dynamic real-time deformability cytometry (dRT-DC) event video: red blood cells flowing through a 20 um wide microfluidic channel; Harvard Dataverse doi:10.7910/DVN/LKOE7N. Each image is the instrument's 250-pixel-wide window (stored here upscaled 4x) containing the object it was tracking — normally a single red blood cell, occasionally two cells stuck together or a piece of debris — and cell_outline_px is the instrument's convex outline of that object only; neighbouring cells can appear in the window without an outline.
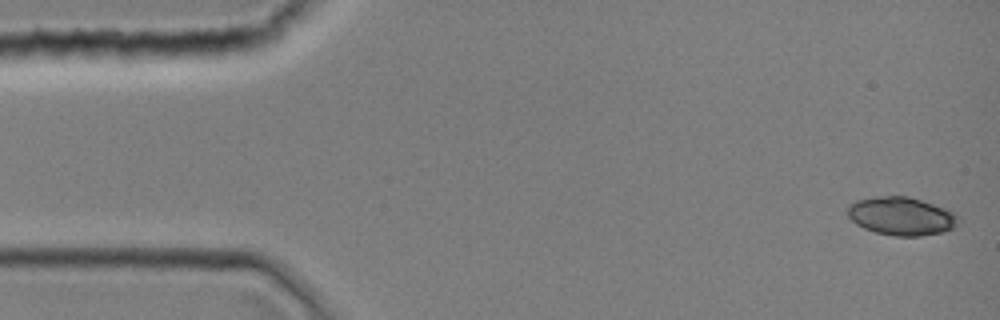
{"species": "common noctule bat (a hibernating species)", "species_latin": "Nyctalus noctula", "temperature_condition": "room temperature", "stored_images_in_passage": 10, "camera_frame_rate_fps": 3000, "um_per_image_px": 0.085, "animal": {"sex": "female", "body_mass_g": 19.0, "forearm_length_mm": 51.5}, "frame": {"image": 1, "passage_image": 1, "time_ms": 0.0, "image_size_px": [1000, 320], "cell_outline_px": [[960, 220], [952, 228], [940, 232], [920, 236], [896, 236], [876, 232], [864, 228], [856, 224], [848, 216], [848, 204], [856, 200], [880, 196], [908, 196], [956, 212], [960, 216]], "centroid_in_image_um": [76.62, 18.36], "position_along_channel_um": 8.4, "area_um2": 24.57}}